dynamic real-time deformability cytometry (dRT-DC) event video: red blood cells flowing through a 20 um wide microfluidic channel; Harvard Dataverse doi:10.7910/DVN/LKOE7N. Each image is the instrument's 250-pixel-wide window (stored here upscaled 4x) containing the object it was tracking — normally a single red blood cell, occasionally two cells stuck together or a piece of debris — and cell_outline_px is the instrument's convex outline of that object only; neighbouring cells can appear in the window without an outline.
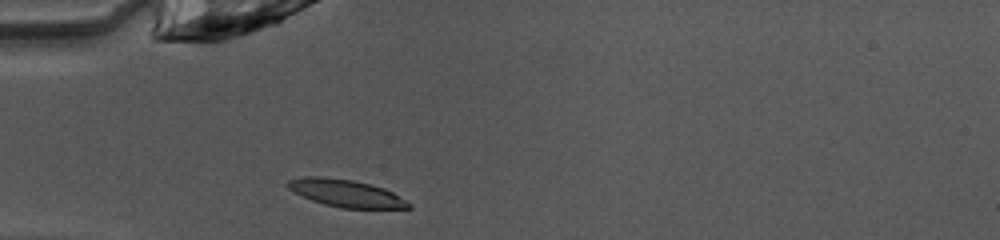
{"species": "common noctule bat (a hibernating species)", "species_latin": "Nyctalus noctula", "temperature_condition": "warm", "stored_images_in_passage": 25, "camera_frame_rate_fps": 3000, "um_per_image_px": 0.085, "animal": {"sex": "female", "body_mass_g": 10.0, "forearm_length_mm": 53.1}, "frame": {"image": 1, "passage_image": 1, "time_ms": 0.0, "image_size_px": [1000, 240], "cell_outline_px": [[412, 208], [340, 208], [324, 204], [312, 200], [288, 188], [284, 184], [288, 180], [304, 176], [324, 176], [352, 180], [384, 188], [392, 192], [412, 204]], "centroid_in_image_um": [29.39, 16.41], "position_along_channel_um": 55.6, "area_um2": 19.13}}
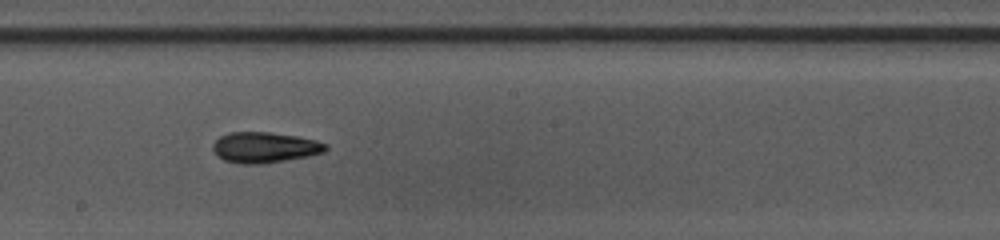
{"frame": {"image": 2, "passage_image": 14, "time_ms": 4.333, "image_size_px": [1000, 240], "cell_outline_px": [[328, 148], [324, 152], [308, 156], [260, 164], [240, 164], [224, 160], [216, 156], [212, 148], [212, 144], [220, 136], [228, 132], [268, 132], [296, 136], [316, 140], [328, 144]], "centroid_in_image_um": [22.47, 12.53], "position_along_channel_um": 225.7, "area_um2": 20.23}}
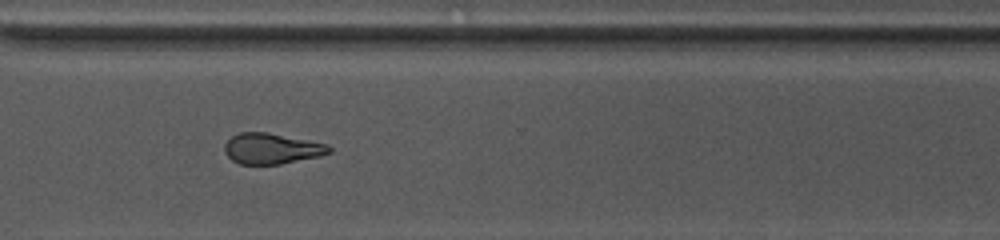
{"frame": {"image": 3, "passage_image": 23, "time_ms": 7.333, "image_size_px": [1000, 240], "cell_outline_px": [[332, 152], [320, 156], [280, 164], [240, 164], [232, 160], [224, 152], [224, 144], [232, 136], [240, 132], [268, 132], [328, 144], [332, 148]], "centroid_in_image_um": [23.1, 12.62], "position_along_channel_um": 347.5, "area_um2": 18.79}, "authors_computed_cell_mechanics": {"area_um2": 19.5364, "velocity_mm_per_s": 4.0724, "shape_relaxation_time_tau1_ms": 5.4517, "shape_relaxation_time_tau2_ms": 3.3192, "deformation_change_tau1": 0.1442, "deformation_change_tau2": 0.1168}}